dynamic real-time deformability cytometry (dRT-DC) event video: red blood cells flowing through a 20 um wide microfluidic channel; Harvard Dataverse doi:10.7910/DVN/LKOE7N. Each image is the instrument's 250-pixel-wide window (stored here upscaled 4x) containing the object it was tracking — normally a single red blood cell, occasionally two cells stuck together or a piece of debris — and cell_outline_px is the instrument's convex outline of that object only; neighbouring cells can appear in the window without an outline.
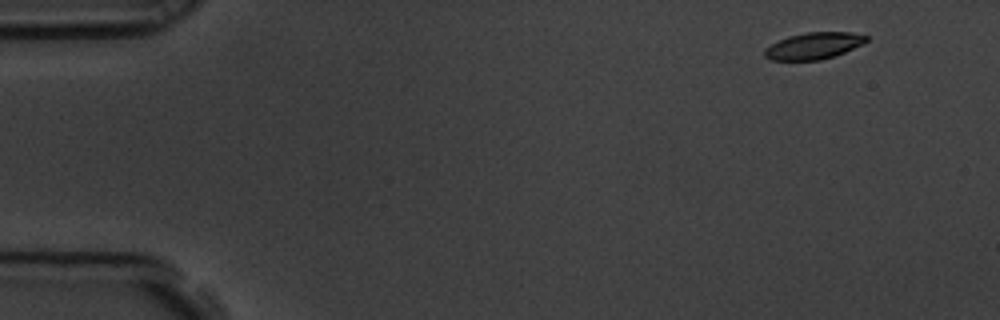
{"species": "common noctule bat (a hibernating species)", "species_latin": "Nyctalus noctula", "temperature_condition": "room temperature", "stored_images_in_passage": 10, "camera_frame_rate_fps": 3000, "um_per_image_px": 0.085, "animal": {"sex": "male", "body_mass_g": 19.5, "forearm_length_mm": 54.6}, "frame": {"image": 1, "passage_image": 1, "time_ms": 0.0, "image_size_px": [1000, 320], "cell_outline_px": [[868, 40], [864, 44], [844, 52], [820, 60], [772, 60], [764, 56], [764, 48], [788, 36], [804, 32], [852, 32], [868, 36]], "centroid_in_image_um": [69.18, 3.88], "position_along_channel_um": 15.8, "area_um2": 15.78}}
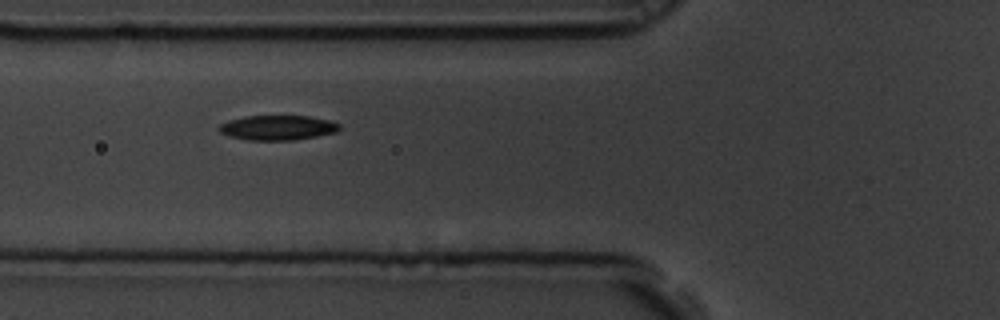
{"frame": {"image": 2, "passage_image": 6, "time_ms": 1.667, "image_size_px": [1000, 320], "cell_outline_px": [[340, 128], [336, 132], [316, 136], [292, 140], [248, 140], [228, 136], [220, 132], [216, 128], [220, 124], [228, 120], [244, 116], [308, 116], [328, 120], [340, 124]], "centroid_in_image_um": [23.55, 10.85], "position_along_channel_um": 102.3, "area_um2": 17.4}}
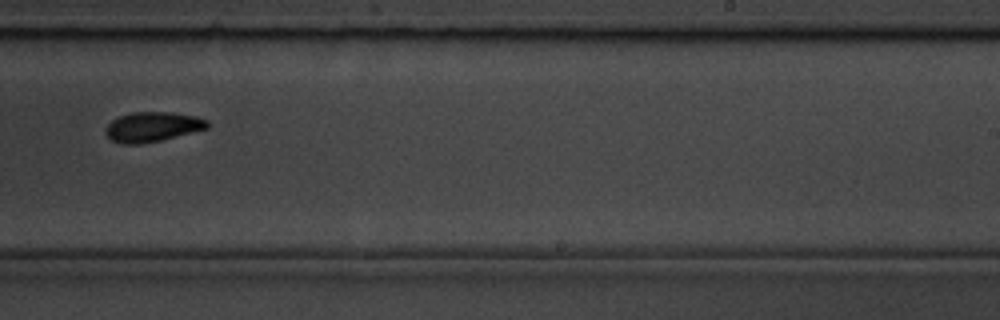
{"frame": {"image": 3, "passage_image": 10, "time_ms": 3.0, "image_size_px": [1000, 320], "cell_outline_px": [[208, 128], [160, 140], [140, 144], [120, 144], [112, 140], [104, 132], [104, 128], [112, 120], [120, 116], [132, 112], [172, 112], [192, 116], [208, 120]], "centroid_in_image_um": [12.91, 10.78], "position_along_channel_um": 276.1, "area_um2": 17.51}}